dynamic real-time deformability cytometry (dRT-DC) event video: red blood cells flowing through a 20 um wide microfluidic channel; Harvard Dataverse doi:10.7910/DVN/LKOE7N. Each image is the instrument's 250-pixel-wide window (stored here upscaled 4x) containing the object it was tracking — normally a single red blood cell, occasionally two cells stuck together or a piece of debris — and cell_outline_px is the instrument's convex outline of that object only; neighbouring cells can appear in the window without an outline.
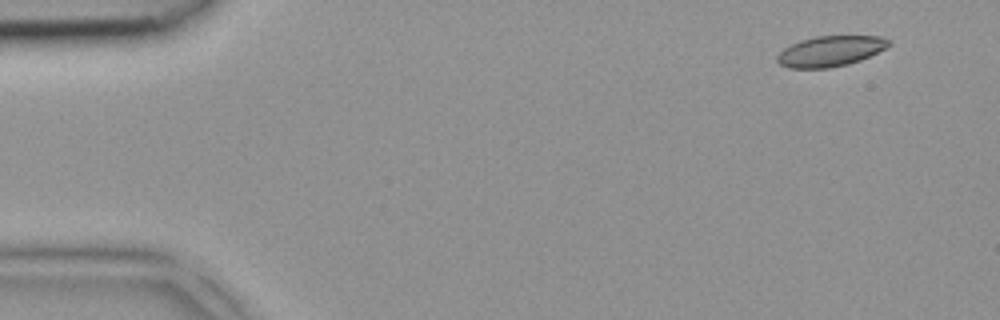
{"species": "common noctule bat (a hibernating species)", "species_latin": "Nyctalus noctula", "temperature_condition": "room temperature", "stored_images_in_passage": 5, "camera_frame_rate_fps": 3000, "um_per_image_px": 0.085, "animal": {"sex": "female", "body_mass_g": 18.4}, "frame": {"image": 1, "passage_image": 1, "time_ms": 0.0, "image_size_px": [1000, 320], "cell_outline_px": [[892, 44], [860, 60], [848, 64], [828, 68], [788, 68], [780, 64], [776, 60], [776, 56], [784, 48], [800, 40], [816, 36], [880, 36], [892, 40]], "centroid_in_image_um": [70.57, 4.34], "position_along_channel_um": 14.4, "area_um2": 19.77}}
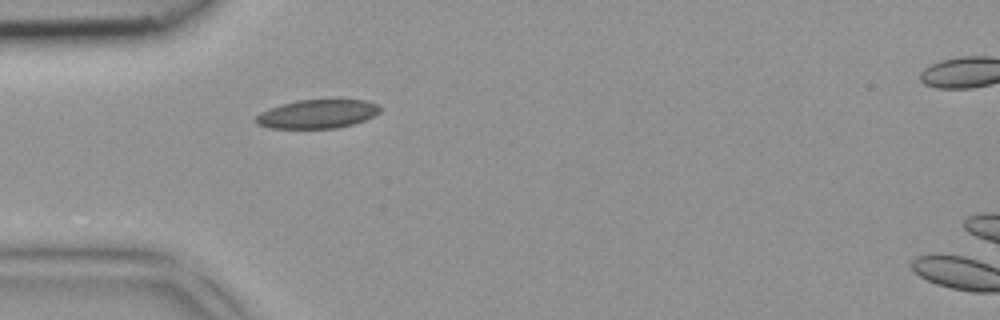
{"frame": {"image": 2, "passage_image": 4, "time_ms": 1.0, "image_size_px": [1000, 320], "cell_outline_px": [[380, 112], [364, 120], [352, 124], [336, 128], [268, 128], [256, 124], [252, 120], [260, 112], [280, 104], [296, 100], [364, 100], [380, 104]], "centroid_in_image_um": [26.93, 9.69], "position_along_channel_um": 58.1, "area_um2": 20.87}}